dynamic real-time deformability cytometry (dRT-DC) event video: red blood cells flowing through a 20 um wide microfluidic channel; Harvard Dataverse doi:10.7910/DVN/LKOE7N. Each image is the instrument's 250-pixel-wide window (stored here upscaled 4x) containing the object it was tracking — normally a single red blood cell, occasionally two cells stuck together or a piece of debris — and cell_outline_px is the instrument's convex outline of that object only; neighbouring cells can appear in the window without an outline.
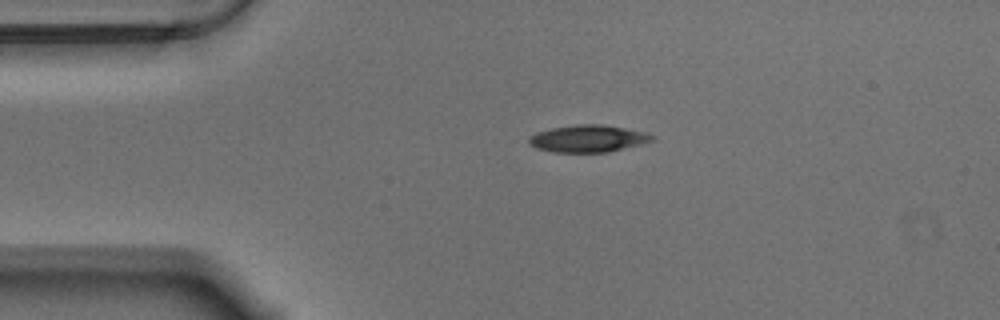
{"species": "Egyptian fruit bat (a non-hibernating species)", "species_latin": "Rousettus aegyptiacus", "temperature_condition": "warm", "stored_images_in_passage": 46, "camera_frame_rate_fps": 3000, "um_per_image_px": 0.085, "animal": {"sex": "male"}, "frame": {"image": 1, "passage_image": 1, "time_ms": 0.0, "image_size_px": [1000, 320], "cell_outline_px": [[656, 136], [652, 140], [640, 144], [608, 152], [552, 152], [536, 148], [528, 144], [528, 136], [536, 132], [552, 128], [576, 124], [604, 124], [644, 132]], "centroid_in_image_um": [49.93, 11.77], "position_along_channel_um": 35.1, "area_um2": 19.48}}
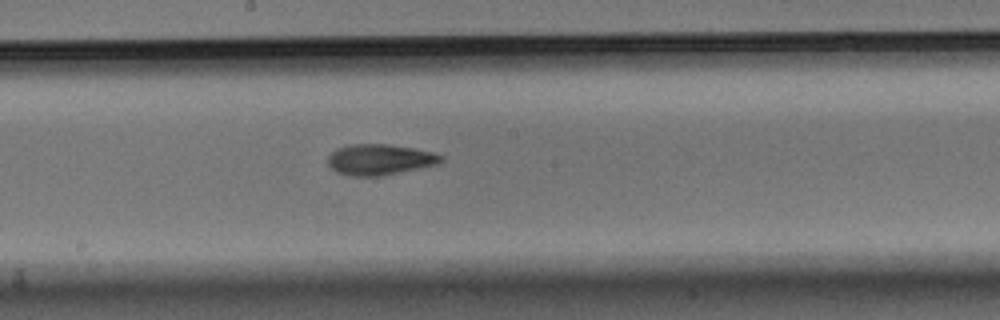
{"frame": {"image": 2, "passage_image": 19, "time_ms": 6.0, "image_size_px": [1000, 320], "cell_outline_px": [[444, 160], [436, 164], [380, 176], [348, 176], [336, 172], [328, 164], [328, 156], [332, 152], [340, 148], [352, 144], [388, 144], [412, 148], [432, 152], [444, 156]], "centroid_in_image_um": [32.26, 13.56], "position_along_channel_um": 215.9, "area_um2": 20.06}}
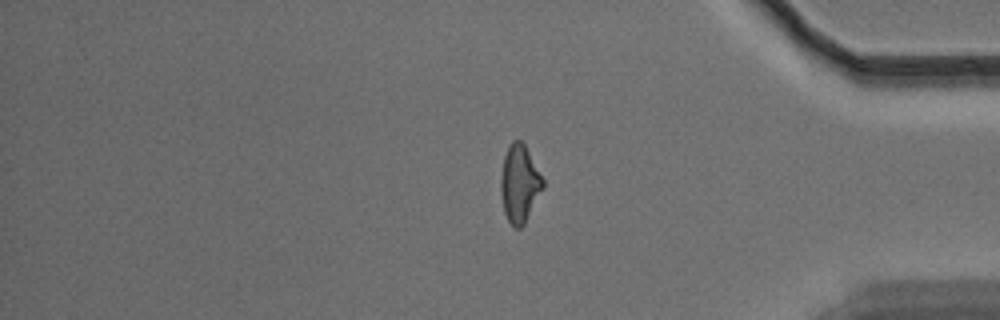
{"frame": {"image": 3, "passage_image": 36, "time_ms": 11.667, "image_size_px": [1000, 320], "cell_outline_px": [[544, 188], [524, 224], [520, 228], [516, 228], [508, 220], [504, 212], [500, 192], [500, 176], [504, 156], [512, 140], [520, 140], [524, 144], [544, 180]], "centroid_in_image_um": [44.16, 15.62], "position_along_channel_um": 391.0, "area_um2": 18.96}, "authors_computed_cell_mechanics": {"area_um2": 19.5075, "velocity_mm_per_s": 3.5383, "shape_relaxation_time_tau1_ms": 5.0563, "shape_relaxation_time_tau2_ms": 2.4163, "deformation_change_tau1": 0.1658, "deformation_change_tau2": 0.1005}}